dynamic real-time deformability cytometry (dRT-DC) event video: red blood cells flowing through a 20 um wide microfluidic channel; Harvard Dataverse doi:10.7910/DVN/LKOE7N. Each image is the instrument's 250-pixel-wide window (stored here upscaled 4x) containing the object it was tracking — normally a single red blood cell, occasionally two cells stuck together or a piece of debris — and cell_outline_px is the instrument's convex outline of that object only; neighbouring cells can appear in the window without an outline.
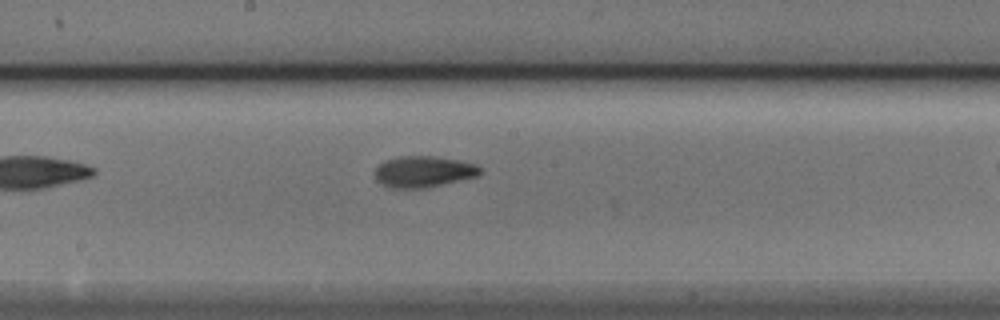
{"species": "Egyptian fruit bat (a non-hibernating species)", "species_latin": "Rousettus aegyptiacus", "temperature_condition": "cold", "stored_images_in_passage": 26, "camera_frame_rate_fps": 3000, "um_per_image_px": 0.085, "animal": {"sex": "male"}, "frame": {"image": 1, "passage_image": 12, "time_ms": 3.667, "image_size_px": [1000, 320], "cell_outline_px": [[480, 172], [476, 176], [428, 188], [392, 188], [380, 184], [376, 180], [376, 168], [384, 160], [400, 156], [436, 156], [460, 160], [476, 164], [480, 168]], "centroid_in_image_um": [35.98, 14.59], "position_along_channel_um": 212.2, "area_um2": 19.19}}
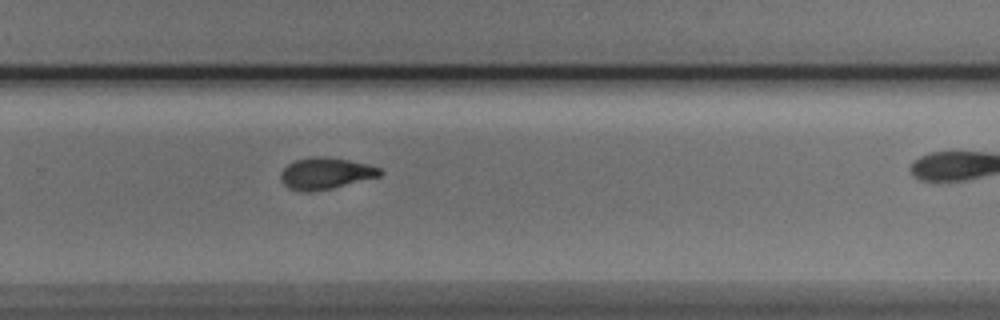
{"frame": {"image": 2, "passage_image": 19, "time_ms": 6.0, "image_size_px": [1000, 320], "cell_outline_px": [[384, 172], [380, 176], [332, 188], [308, 192], [304, 192], [288, 188], [280, 180], [280, 172], [288, 164], [296, 160], [316, 156], [328, 156], [348, 160], [380, 168]], "centroid_in_image_um": [27.65, 14.74], "position_along_channel_um": 302.2, "area_um2": 18.15}}
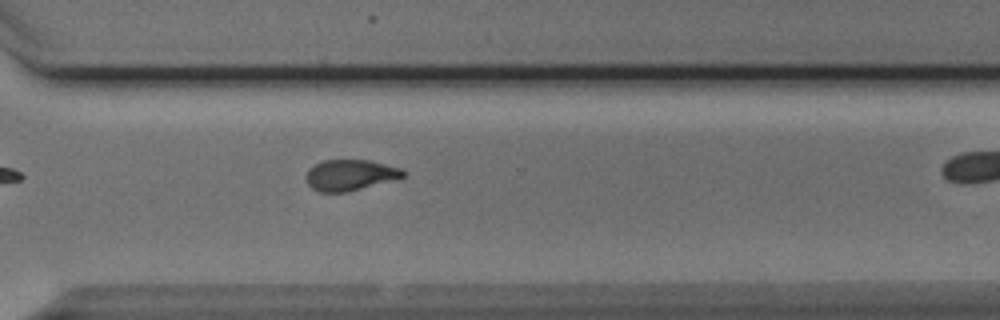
{"frame": {"image": 3, "passage_image": 22, "time_ms": 7.0, "image_size_px": [1000, 320], "cell_outline_px": [[408, 172], [404, 176], [348, 192], [320, 192], [312, 188], [308, 184], [304, 176], [308, 168], [324, 160], [368, 160], [404, 168]], "centroid_in_image_um": [29.75, 14.87], "position_along_channel_um": 340.9, "area_um2": 17.51}}